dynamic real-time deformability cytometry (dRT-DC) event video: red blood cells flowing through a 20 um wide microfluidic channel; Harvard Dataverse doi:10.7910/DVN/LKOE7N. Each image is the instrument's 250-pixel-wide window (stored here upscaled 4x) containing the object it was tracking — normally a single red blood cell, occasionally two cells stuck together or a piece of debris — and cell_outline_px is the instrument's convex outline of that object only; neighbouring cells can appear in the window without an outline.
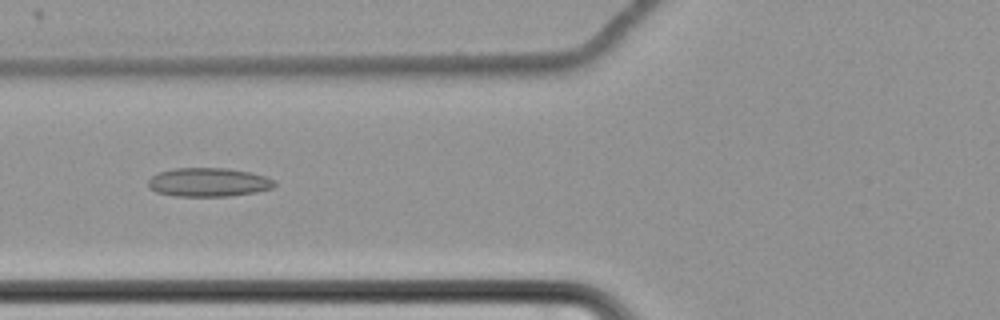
{"species": "common noctule bat (a hibernating species)", "species_latin": "Nyctalus noctula", "temperature_condition": "cold", "stored_images_in_passage": 45, "camera_frame_rate_fps": 3000, "um_per_image_px": 0.085, "animal": {"sex": "female", "body_mass_g": 22.7, "forearm_length_mm": 54.2}, "frame": {"image": 1, "passage_image": 9, "time_ms": 2.667, "image_size_px": [1000, 320], "cell_outline_px": [[276, 184], [272, 188], [256, 192], [228, 196], [176, 196], [156, 192], [148, 188], [148, 180], [152, 176], [160, 172], [172, 168], [228, 168], [252, 172], [276, 180]], "centroid_in_image_um": [17.73, 15.48], "position_along_channel_um": 108.1, "area_um2": 21.33}}
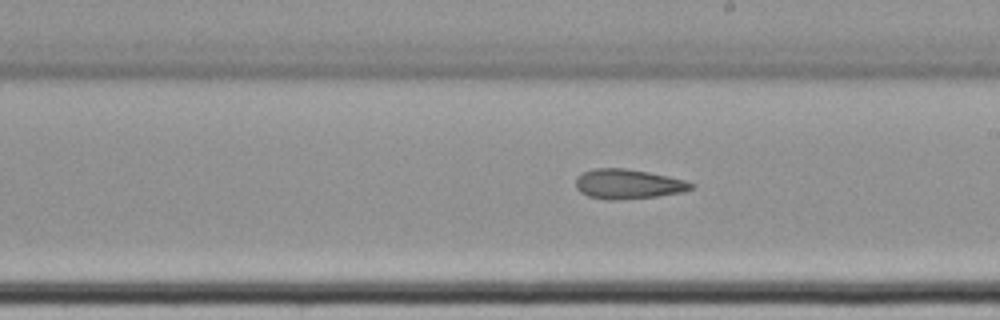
{"frame": {"image": 2, "passage_image": 20, "time_ms": 6.333, "image_size_px": [1000, 320], "cell_outline_px": [[696, 184], [692, 188], [684, 192], [656, 196], [612, 200], [604, 200], [588, 196], [580, 192], [576, 188], [576, 176], [584, 172], [596, 168], [624, 168], [648, 172], [668, 176], [684, 180]], "centroid_in_image_um": [53.37, 15.64], "position_along_channel_um": 235.6, "area_um2": 19.94}}
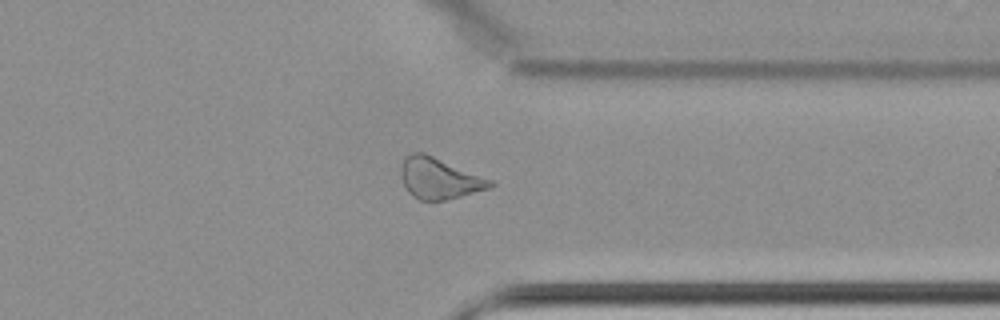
{"frame": {"image": 3, "passage_image": 32, "time_ms": 10.333, "image_size_px": [1000, 320], "cell_outline_px": [[496, 184], [492, 188], [444, 200], [420, 200], [412, 196], [408, 192], [404, 184], [400, 172], [400, 164], [404, 156], [412, 152], [424, 152], [492, 180]], "centroid_in_image_um": [37.31, 15.15], "position_along_channel_um": 374.1, "area_um2": 21.44}, "authors_computed_cell_mechanics": {"area_um2": 20.9236, "velocity_mm_per_s": 3.4799, "shape_relaxation_time_tau1_ms": null, "shape_relaxation_time_tau2_ms": 2.7153, "deformation_change_tau1": null, "deformation_change_tau2": 0.1019}}